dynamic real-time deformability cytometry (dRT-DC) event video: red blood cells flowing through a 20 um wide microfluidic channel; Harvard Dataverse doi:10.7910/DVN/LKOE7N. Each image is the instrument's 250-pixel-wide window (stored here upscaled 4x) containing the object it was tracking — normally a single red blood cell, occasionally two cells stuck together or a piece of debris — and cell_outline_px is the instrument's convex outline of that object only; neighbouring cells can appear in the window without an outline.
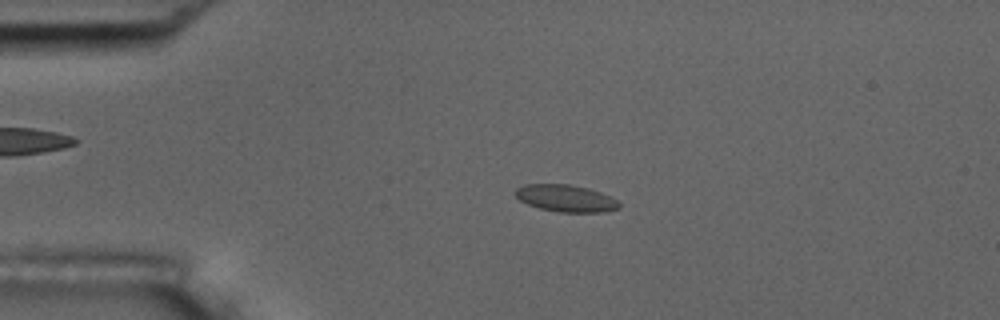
{"species": "common noctule bat (a hibernating species)", "species_latin": "Nyctalus noctula", "temperature_condition": "room temperature", "stored_images_in_passage": 56, "camera_frame_rate_fps": 3000, "um_per_image_px": 0.085, "animal": {"sex": "male", "body_mass_g": 17.5, "forearm_length_mm": 52.3}, "frame": {"image": 1, "passage_image": 12, "time_ms": 3.667, "image_size_px": [1000, 320], "cell_outline_px": [[620, 208], [604, 212], [560, 212], [540, 208], [528, 204], [520, 200], [512, 192], [516, 188], [524, 184], [568, 184], [588, 188], [600, 192], [616, 200], [620, 204]], "centroid_in_image_um": [48.06, 16.85], "position_along_channel_um": 36.9, "area_um2": 16.3}}
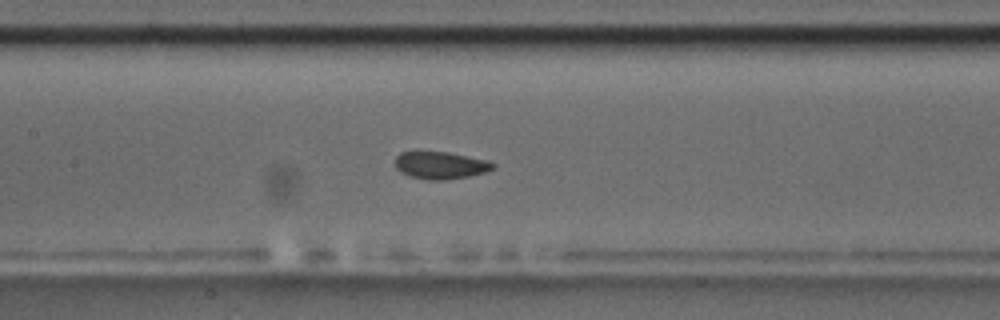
{"frame": {"image": 2, "passage_image": 26, "time_ms": 8.333, "image_size_px": [1000, 320], "cell_outline_px": [[496, 168], [484, 172], [468, 176], [448, 180], [428, 180], [412, 176], [400, 172], [396, 168], [396, 156], [400, 152], [448, 152], [488, 160], [496, 164]], "centroid_in_image_um": [37.47, 14.05], "position_along_channel_um": 169.9, "area_um2": 15.55}}
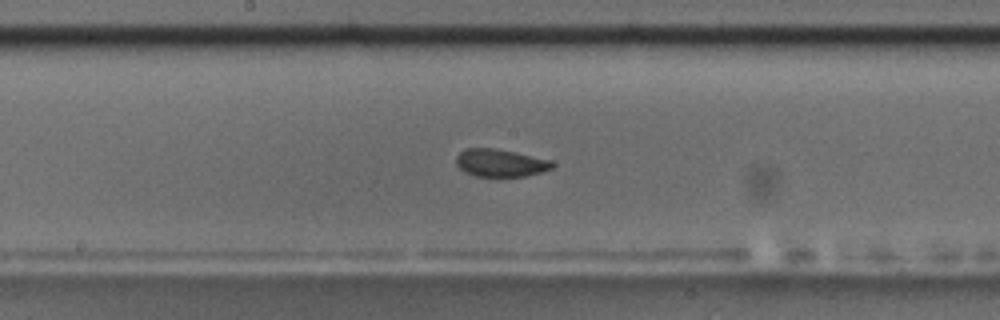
{"frame": {"image": 3, "passage_image": 29, "time_ms": 9.333, "image_size_px": [1000, 320], "cell_outline_px": [[556, 164], [552, 168], [540, 172], [524, 176], [476, 176], [460, 168], [456, 164], [456, 156], [464, 148], [496, 148], [516, 152], [552, 160]], "centroid_in_image_um": [42.55, 13.83], "position_along_channel_um": 205.6, "area_um2": 15.43}, "authors_computed_cell_mechanics": {"area_um2": 15.7794, "velocity_mm_per_s": 3.5947, "shape_relaxation_time_tau1_ms": 6.6105, "shape_relaxation_time_tau2_ms": 1.5264, "deformation_change_tau1": 0.112, "deformation_change_tau2": 0.0525}}